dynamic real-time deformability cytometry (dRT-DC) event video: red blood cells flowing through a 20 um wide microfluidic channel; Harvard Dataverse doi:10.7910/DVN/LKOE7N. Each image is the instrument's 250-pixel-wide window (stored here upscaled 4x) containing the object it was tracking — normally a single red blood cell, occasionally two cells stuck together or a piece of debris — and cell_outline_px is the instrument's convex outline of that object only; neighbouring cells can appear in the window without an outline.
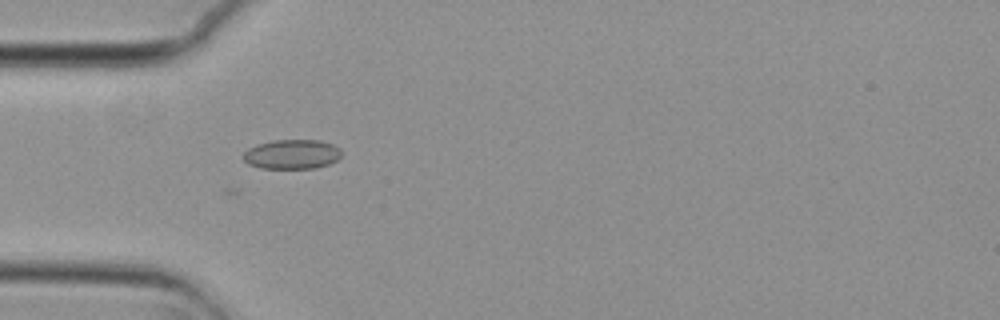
{"species": "common noctule bat (a hibernating species)", "species_latin": "Nyctalus noctula", "temperature_condition": "cold", "stored_images_in_passage": 35, "camera_frame_rate_fps": 3000, "um_per_image_px": 0.085, "animal": {"sex": "female", "body_mass_g": 29.2, "forearm_length_mm": 56.3}, "frame": {"image": 1, "passage_image": 7, "time_ms": 2.0, "image_size_px": [1000, 320], "cell_outline_px": [[340, 156], [336, 160], [328, 164], [312, 168], [260, 168], [248, 164], [240, 156], [248, 148], [256, 144], [272, 140], [320, 140], [332, 144], [340, 148]], "centroid_in_image_um": [24.76, 13.1], "position_along_channel_um": 60.2, "area_um2": 16.94}}
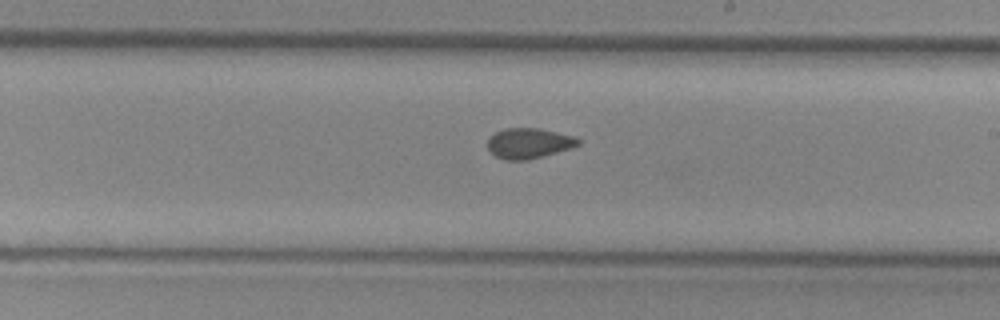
{"frame": {"image": 2, "passage_image": 22, "time_ms": 7.0, "image_size_px": [1000, 320], "cell_outline_px": [[580, 144], [572, 148], [544, 156], [528, 160], [504, 160], [496, 156], [488, 148], [488, 140], [496, 132], [504, 128], [540, 128], [576, 136], [580, 140]], "centroid_in_image_um": [45.0, 12.17], "position_along_channel_um": 244.0, "area_um2": 16.13}}
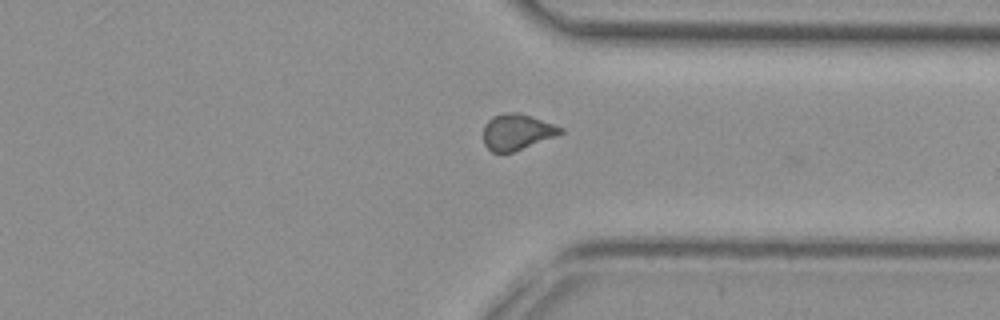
{"frame": {"image": 3, "passage_image": 32, "time_ms": 10.333, "image_size_px": [1000, 320], "cell_outline_px": [[564, 132], [556, 136], [512, 152], [492, 152], [484, 144], [484, 124], [492, 116], [504, 112], [516, 112], [564, 128]], "centroid_in_image_um": [43.91, 11.21], "position_along_channel_um": 367.5, "area_um2": 15.9}}